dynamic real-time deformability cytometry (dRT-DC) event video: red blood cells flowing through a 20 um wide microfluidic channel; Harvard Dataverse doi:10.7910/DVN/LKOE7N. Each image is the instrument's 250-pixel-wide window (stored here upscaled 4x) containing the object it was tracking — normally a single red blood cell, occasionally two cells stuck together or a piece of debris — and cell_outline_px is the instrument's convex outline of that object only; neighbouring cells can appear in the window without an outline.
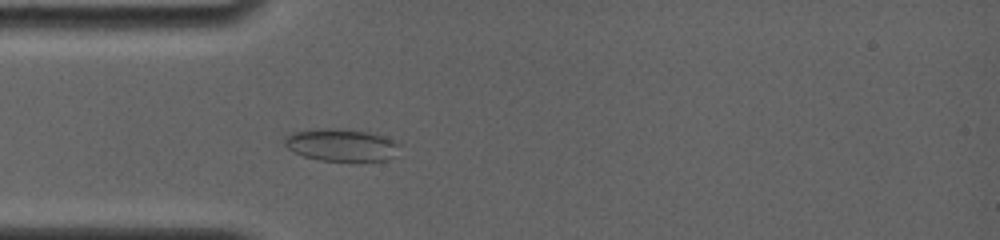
{"species": "common noctule bat (a hibernating species)", "species_latin": "Nyctalus noctula", "temperature_condition": "room temperature", "stored_images_in_passage": 5, "camera_frame_rate_fps": 4000, "um_per_image_px": 0.085, "animal": {"sex": "female", "body_mass_g": 19.0, "forearm_length_mm": 56.7}, "frame": {"image": 1, "passage_image": 5, "time_ms": 3.75, "image_size_px": [1000, 240], "cell_outline_px": [[400, 144], [392, 156], [388, 160], [320, 160], [304, 156], [292, 152], [284, 144], [284, 136], [292, 132], [308, 128], [340, 128], [368, 132], [392, 140]], "centroid_in_image_um": [28.9, 12.29], "position_along_channel_um": 56.1, "area_um2": 21.56}}